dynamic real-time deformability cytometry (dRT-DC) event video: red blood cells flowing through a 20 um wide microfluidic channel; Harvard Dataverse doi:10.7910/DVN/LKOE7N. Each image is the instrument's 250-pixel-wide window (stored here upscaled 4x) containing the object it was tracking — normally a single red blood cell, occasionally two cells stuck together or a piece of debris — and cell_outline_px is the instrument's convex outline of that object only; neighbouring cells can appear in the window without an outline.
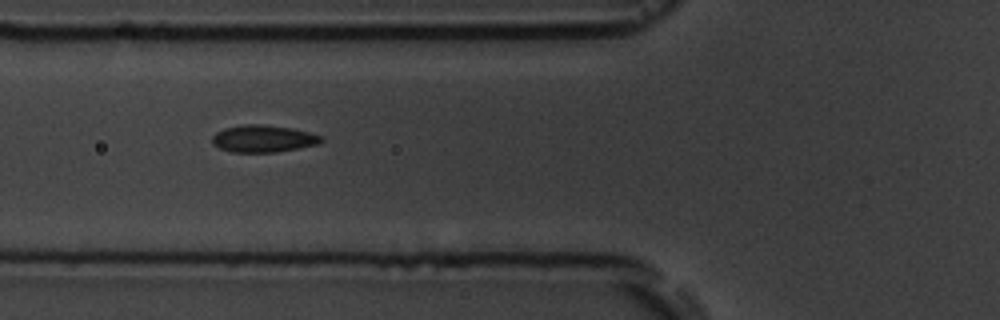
{"species": "common noctule bat (a hibernating species)", "species_latin": "Nyctalus noctula", "temperature_condition": "room temperature", "stored_images_in_passage": 8, "camera_frame_rate_fps": 3000, "um_per_image_px": 0.085, "animal": {"sex": "male", "body_mass_g": 19.5, "forearm_length_mm": 54.6}, "frame": {"image": 1, "passage_image": 7, "time_ms": 8.0, "image_size_px": [1000, 320], "cell_outline_px": [[324, 140], [316, 144], [276, 152], [232, 152], [220, 148], [212, 144], [212, 136], [216, 132], [224, 128], [244, 124], [264, 124], [292, 128], [324, 136]], "centroid_in_image_um": [22.36, 11.77], "position_along_channel_um": 103.4, "area_um2": 17.22}}
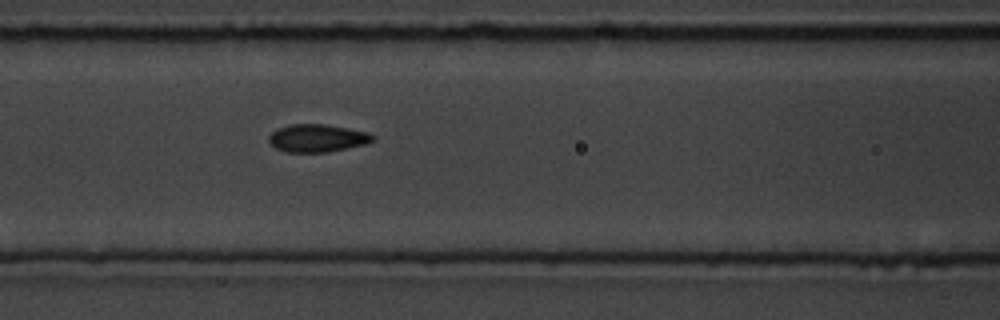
{"frame": {"image": 2, "passage_image": 8, "time_ms": 9.0, "image_size_px": [1000, 320], "cell_outline_px": [[376, 140], [364, 144], [328, 152], [288, 152], [276, 148], [268, 140], [268, 136], [272, 132], [288, 124], [324, 124], [348, 128], [368, 132], [376, 136]], "centroid_in_image_um": [26.99, 11.73], "position_along_channel_um": 139.6, "area_um2": 16.76}}